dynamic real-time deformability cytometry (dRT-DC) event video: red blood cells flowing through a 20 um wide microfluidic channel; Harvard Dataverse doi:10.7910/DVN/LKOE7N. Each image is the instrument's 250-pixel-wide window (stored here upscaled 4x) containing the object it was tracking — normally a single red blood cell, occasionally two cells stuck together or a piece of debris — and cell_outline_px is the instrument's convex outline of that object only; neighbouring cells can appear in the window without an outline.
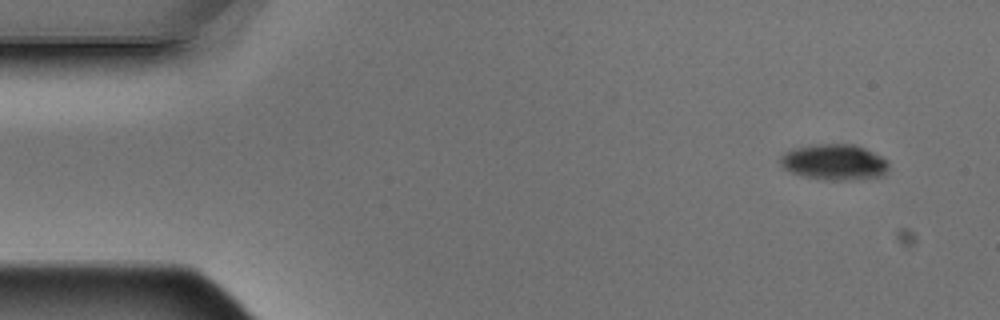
{"species": "Egyptian fruit bat (a non-hibernating species)", "species_latin": "Rousettus aegyptiacus", "temperature_condition": "warm", "stored_images_in_passage": 5, "camera_frame_rate_fps": 3000, "um_per_image_px": 0.085, "animal": {"sex": "male"}, "frame": {"image": 1, "passage_image": 1, "time_ms": 0.0, "image_size_px": [1000, 320], "cell_outline_px": [[888, 172], [884, 176], [844, 180], [804, 176], [792, 172], [784, 168], [780, 164], [780, 156], [784, 152], [792, 148], [816, 144], [852, 144], [864, 148], [888, 160]], "centroid_in_image_um": [70.92, 13.76], "position_along_channel_um": 14.1, "area_um2": 22.37}}
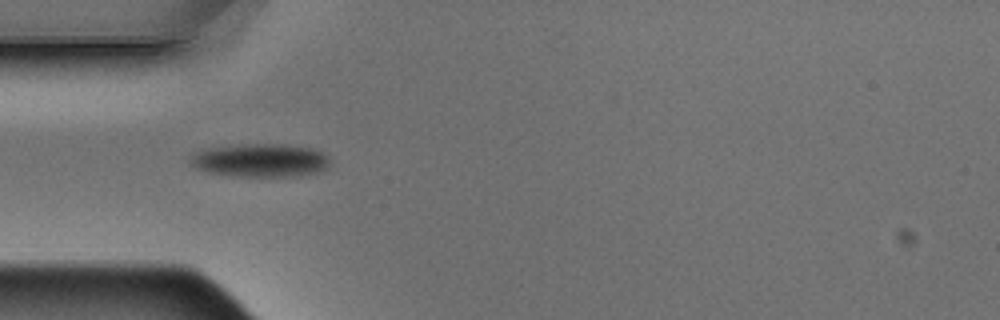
{"frame": {"image": 2, "passage_image": 4, "time_ms": 1.0, "image_size_px": [1000, 320], "cell_outline_px": [[328, 168], [320, 172], [300, 176], [232, 176], [208, 172], [192, 168], [188, 160], [200, 148], [240, 144], [280, 144], [312, 148], [328, 156]], "centroid_in_image_um": [22.07, 13.63], "position_along_channel_um": 62.9, "area_um2": 27.51}}
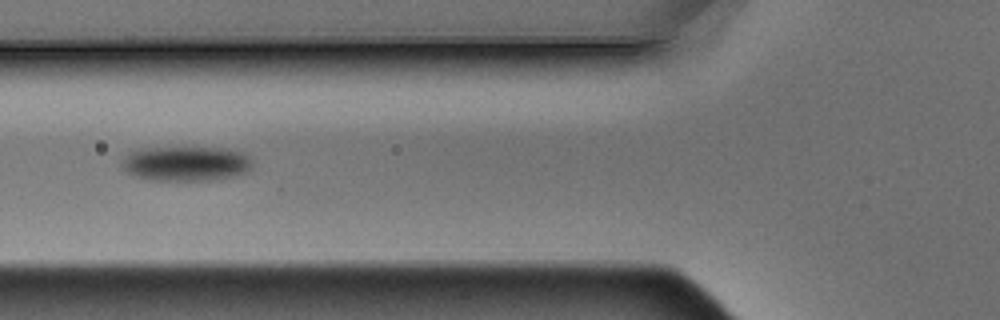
{"frame": {"image": 3, "passage_image": 5, "time_ms": 1.333, "image_size_px": [1000, 320], "cell_outline_px": [[252, 172], [220, 180], [148, 180], [136, 176], [120, 168], [120, 164], [124, 156], [128, 152], [144, 148], [228, 148], [244, 152], [252, 160]], "centroid_in_image_um": [15.86, 13.92], "position_along_channel_um": 109.9, "area_um2": 27.05}}